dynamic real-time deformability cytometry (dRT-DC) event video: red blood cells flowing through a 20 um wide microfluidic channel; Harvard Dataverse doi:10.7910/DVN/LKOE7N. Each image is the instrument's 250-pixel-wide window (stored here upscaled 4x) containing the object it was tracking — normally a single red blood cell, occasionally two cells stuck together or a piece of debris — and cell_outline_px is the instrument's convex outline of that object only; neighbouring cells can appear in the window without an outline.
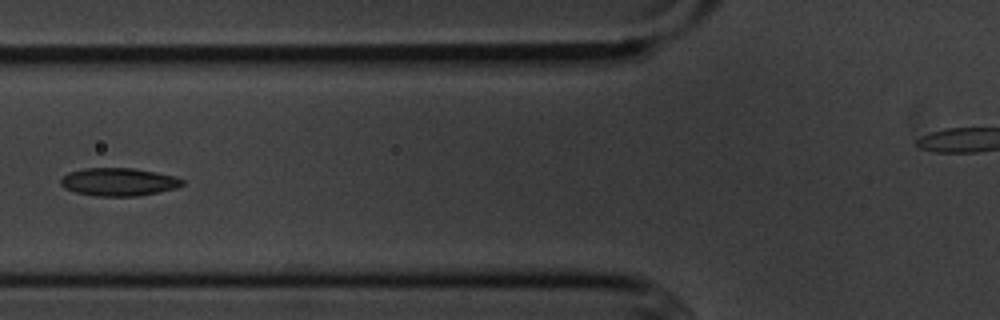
{"species": "common noctule bat (a hibernating species)", "species_latin": "Nyctalus noctula", "temperature_condition": "cold", "stored_images_in_passage": 8, "camera_frame_rate_fps": 3000, "um_per_image_px": 0.085, "animal": {"sex": "male", "body_mass_g": 20.1, "forearm_length_mm": 53.5}, "frame": {"image": 1, "passage_image": 6, "time_ms": 6.0, "image_size_px": [1000, 320], "cell_outline_px": [[184, 184], [176, 188], [136, 196], [96, 196], [76, 192], [64, 188], [60, 184], [60, 180], [68, 172], [84, 168], [132, 168], [156, 172], [176, 176], [184, 180]], "centroid_in_image_um": [10.08, 15.45], "position_along_channel_um": 115.7, "area_um2": 19.77}}
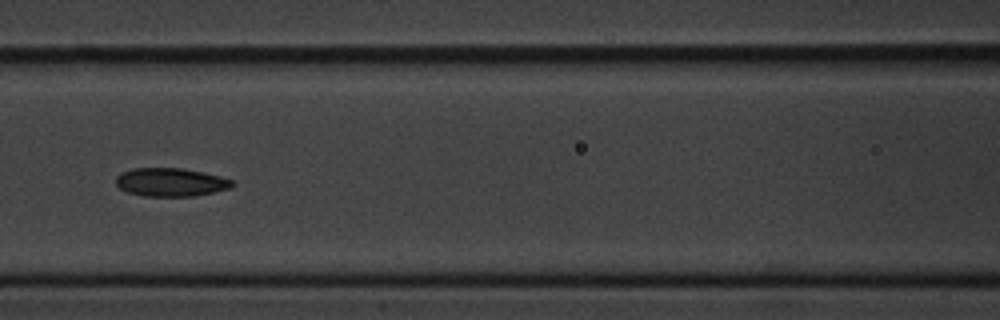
{"frame": {"image": 2, "passage_image": 7, "time_ms": 7.0, "image_size_px": [1000, 320], "cell_outline_px": [[236, 184], [228, 188], [196, 196], [144, 196], [128, 192], [120, 188], [116, 184], [116, 176], [120, 172], [132, 168], [184, 168], [204, 172], [220, 176], [232, 180]], "centroid_in_image_um": [14.49, 15.47], "position_along_channel_um": 152.1, "area_um2": 19.31}}
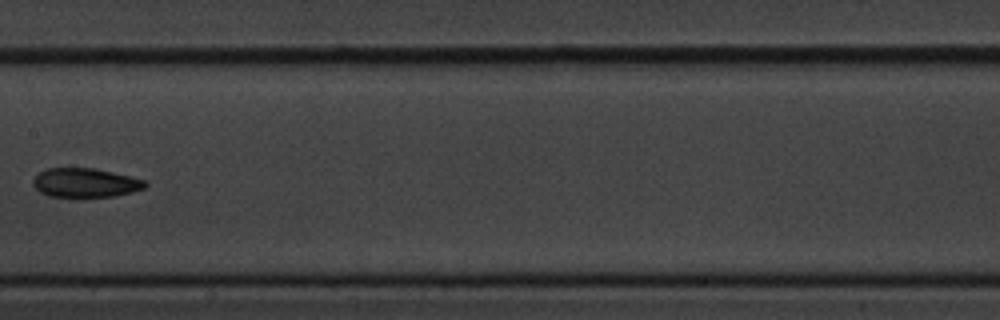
{"frame": {"image": 3, "passage_image": 8, "time_ms": 8.333, "image_size_px": [1000, 320], "cell_outline_px": [[148, 184], [144, 188], [132, 192], [116, 196], [76, 200], [48, 196], [40, 192], [32, 184], [32, 180], [40, 172], [48, 168], [96, 168], [144, 180]], "centroid_in_image_um": [7.22, 15.59], "position_along_channel_um": 200.2, "area_um2": 19.77}}